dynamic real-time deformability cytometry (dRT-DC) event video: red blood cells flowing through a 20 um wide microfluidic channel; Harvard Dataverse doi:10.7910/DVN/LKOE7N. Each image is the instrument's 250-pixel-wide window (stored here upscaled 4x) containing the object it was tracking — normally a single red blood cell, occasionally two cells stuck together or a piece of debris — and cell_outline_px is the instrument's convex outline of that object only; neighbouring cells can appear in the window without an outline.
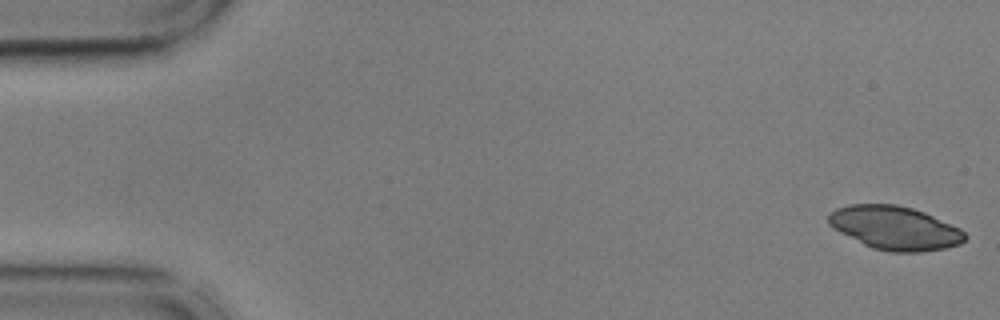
{"species": "common noctule bat (a hibernating species)", "species_latin": "Nyctalus noctula", "temperature_condition": "cold", "stored_images_in_passage": 54, "camera_frame_rate_fps": 3000, "um_per_image_px": 0.085, "animal": {"sex": "male", "body_mass_g": 17.9, "forearm_length_mm": 54.2}, "frame": {"image": 1, "passage_image": 1, "time_ms": 0.0, "image_size_px": [1000, 320], "cell_outline_px": [[968, 236], [960, 244], [944, 248], [920, 252], [888, 252], [872, 248], [832, 228], [828, 224], [828, 216], [836, 208], [848, 204], [896, 204], [912, 208], [924, 212], [960, 228]], "centroid_in_image_um": [76.06, 19.37], "position_along_channel_um": 8.9, "area_um2": 34.62}}